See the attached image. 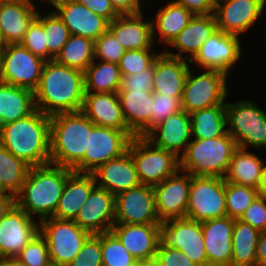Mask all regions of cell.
<instances>
[{"label":"cell","instance_id":"obj_1","mask_svg":"<svg viewBox=\"0 0 266 266\" xmlns=\"http://www.w3.org/2000/svg\"><path fill=\"white\" fill-rule=\"evenodd\" d=\"M85 96L84 72L45 61L40 82L34 90L36 109L48 116L81 111Z\"/></svg>","mask_w":266,"mask_h":266},{"label":"cell","instance_id":"obj_2","mask_svg":"<svg viewBox=\"0 0 266 266\" xmlns=\"http://www.w3.org/2000/svg\"><path fill=\"white\" fill-rule=\"evenodd\" d=\"M72 172L71 168L51 163L30 167L20 192L15 196L16 205L27 215L39 217L38 222L52 217Z\"/></svg>","mask_w":266,"mask_h":266},{"label":"cell","instance_id":"obj_3","mask_svg":"<svg viewBox=\"0 0 266 266\" xmlns=\"http://www.w3.org/2000/svg\"><path fill=\"white\" fill-rule=\"evenodd\" d=\"M0 144L28 165L50 163V116L36 109L29 116L0 126Z\"/></svg>","mask_w":266,"mask_h":266},{"label":"cell","instance_id":"obj_4","mask_svg":"<svg viewBox=\"0 0 266 266\" xmlns=\"http://www.w3.org/2000/svg\"><path fill=\"white\" fill-rule=\"evenodd\" d=\"M94 126L82 111L50 116V163L72 169L88 152Z\"/></svg>","mask_w":266,"mask_h":266},{"label":"cell","instance_id":"obj_5","mask_svg":"<svg viewBox=\"0 0 266 266\" xmlns=\"http://www.w3.org/2000/svg\"><path fill=\"white\" fill-rule=\"evenodd\" d=\"M237 148L228 132L211 139H192L180 157V170L193 176L224 178Z\"/></svg>","mask_w":266,"mask_h":266},{"label":"cell","instance_id":"obj_6","mask_svg":"<svg viewBox=\"0 0 266 266\" xmlns=\"http://www.w3.org/2000/svg\"><path fill=\"white\" fill-rule=\"evenodd\" d=\"M227 132L237 146L266 150V111L248 99L225 101Z\"/></svg>","mask_w":266,"mask_h":266},{"label":"cell","instance_id":"obj_7","mask_svg":"<svg viewBox=\"0 0 266 266\" xmlns=\"http://www.w3.org/2000/svg\"><path fill=\"white\" fill-rule=\"evenodd\" d=\"M127 150L132 155L141 184L154 186L180 170V158L153 145L144 136L133 137Z\"/></svg>","mask_w":266,"mask_h":266},{"label":"cell","instance_id":"obj_8","mask_svg":"<svg viewBox=\"0 0 266 266\" xmlns=\"http://www.w3.org/2000/svg\"><path fill=\"white\" fill-rule=\"evenodd\" d=\"M40 234L45 238L51 262L67 266L82 249L90 232L74 220L48 217L40 222Z\"/></svg>","mask_w":266,"mask_h":266},{"label":"cell","instance_id":"obj_9","mask_svg":"<svg viewBox=\"0 0 266 266\" xmlns=\"http://www.w3.org/2000/svg\"><path fill=\"white\" fill-rule=\"evenodd\" d=\"M189 69L181 98L182 110L188 114L225 103L228 96V77L225 73L203 69L202 74L195 75ZM194 74V75H193Z\"/></svg>","mask_w":266,"mask_h":266},{"label":"cell","instance_id":"obj_10","mask_svg":"<svg viewBox=\"0 0 266 266\" xmlns=\"http://www.w3.org/2000/svg\"><path fill=\"white\" fill-rule=\"evenodd\" d=\"M227 216L225 180L191 175L186 218L204 222Z\"/></svg>","mask_w":266,"mask_h":266},{"label":"cell","instance_id":"obj_11","mask_svg":"<svg viewBox=\"0 0 266 266\" xmlns=\"http://www.w3.org/2000/svg\"><path fill=\"white\" fill-rule=\"evenodd\" d=\"M160 244L182 251L198 266H208L201 222L173 218L159 224Z\"/></svg>","mask_w":266,"mask_h":266},{"label":"cell","instance_id":"obj_12","mask_svg":"<svg viewBox=\"0 0 266 266\" xmlns=\"http://www.w3.org/2000/svg\"><path fill=\"white\" fill-rule=\"evenodd\" d=\"M45 61L21 43L2 48L0 81L34 91L40 82Z\"/></svg>","mask_w":266,"mask_h":266},{"label":"cell","instance_id":"obj_13","mask_svg":"<svg viewBox=\"0 0 266 266\" xmlns=\"http://www.w3.org/2000/svg\"><path fill=\"white\" fill-rule=\"evenodd\" d=\"M131 138L119 129L95 125L89 131L88 152L72 168L78 173H92L100 165L127 151Z\"/></svg>","mask_w":266,"mask_h":266},{"label":"cell","instance_id":"obj_14","mask_svg":"<svg viewBox=\"0 0 266 266\" xmlns=\"http://www.w3.org/2000/svg\"><path fill=\"white\" fill-rule=\"evenodd\" d=\"M239 37L218 29L203 43L197 54L189 61L190 64H197L198 68L202 69L217 70L229 76L242 57V43Z\"/></svg>","mask_w":266,"mask_h":266},{"label":"cell","instance_id":"obj_15","mask_svg":"<svg viewBox=\"0 0 266 266\" xmlns=\"http://www.w3.org/2000/svg\"><path fill=\"white\" fill-rule=\"evenodd\" d=\"M160 223L153 186L140 184L115 195V224Z\"/></svg>","mask_w":266,"mask_h":266},{"label":"cell","instance_id":"obj_16","mask_svg":"<svg viewBox=\"0 0 266 266\" xmlns=\"http://www.w3.org/2000/svg\"><path fill=\"white\" fill-rule=\"evenodd\" d=\"M264 13V0H216L214 16L219 30L242 35Z\"/></svg>","mask_w":266,"mask_h":266},{"label":"cell","instance_id":"obj_17","mask_svg":"<svg viewBox=\"0 0 266 266\" xmlns=\"http://www.w3.org/2000/svg\"><path fill=\"white\" fill-rule=\"evenodd\" d=\"M190 184L191 174L178 170L173 176L153 186L156 212L161 222L186 217Z\"/></svg>","mask_w":266,"mask_h":266},{"label":"cell","instance_id":"obj_18","mask_svg":"<svg viewBox=\"0 0 266 266\" xmlns=\"http://www.w3.org/2000/svg\"><path fill=\"white\" fill-rule=\"evenodd\" d=\"M15 205L0 221V257L17 256L40 233V223Z\"/></svg>","mask_w":266,"mask_h":266},{"label":"cell","instance_id":"obj_19","mask_svg":"<svg viewBox=\"0 0 266 266\" xmlns=\"http://www.w3.org/2000/svg\"><path fill=\"white\" fill-rule=\"evenodd\" d=\"M51 4L53 11L69 29L70 34L79 35L92 41L108 30L109 21L93 13L75 0H44Z\"/></svg>","mask_w":266,"mask_h":266},{"label":"cell","instance_id":"obj_20","mask_svg":"<svg viewBox=\"0 0 266 266\" xmlns=\"http://www.w3.org/2000/svg\"><path fill=\"white\" fill-rule=\"evenodd\" d=\"M74 222L91 234L110 232L115 224V195L96 186Z\"/></svg>","mask_w":266,"mask_h":266},{"label":"cell","instance_id":"obj_21","mask_svg":"<svg viewBox=\"0 0 266 266\" xmlns=\"http://www.w3.org/2000/svg\"><path fill=\"white\" fill-rule=\"evenodd\" d=\"M153 145L173 152L180 158L192 138L190 114L182 110L164 119L145 136Z\"/></svg>","mask_w":266,"mask_h":266},{"label":"cell","instance_id":"obj_22","mask_svg":"<svg viewBox=\"0 0 266 266\" xmlns=\"http://www.w3.org/2000/svg\"><path fill=\"white\" fill-rule=\"evenodd\" d=\"M234 223L229 216L201 222L208 266H231Z\"/></svg>","mask_w":266,"mask_h":266},{"label":"cell","instance_id":"obj_23","mask_svg":"<svg viewBox=\"0 0 266 266\" xmlns=\"http://www.w3.org/2000/svg\"><path fill=\"white\" fill-rule=\"evenodd\" d=\"M111 232L137 261L155 258L159 224H114Z\"/></svg>","mask_w":266,"mask_h":266},{"label":"cell","instance_id":"obj_24","mask_svg":"<svg viewBox=\"0 0 266 266\" xmlns=\"http://www.w3.org/2000/svg\"><path fill=\"white\" fill-rule=\"evenodd\" d=\"M92 174L96 185L113 195L141 184L132 155L128 150L121 156L100 165Z\"/></svg>","mask_w":266,"mask_h":266},{"label":"cell","instance_id":"obj_25","mask_svg":"<svg viewBox=\"0 0 266 266\" xmlns=\"http://www.w3.org/2000/svg\"><path fill=\"white\" fill-rule=\"evenodd\" d=\"M145 14H125L109 22L108 31L126 50L150 49L155 45L152 21Z\"/></svg>","mask_w":266,"mask_h":266},{"label":"cell","instance_id":"obj_26","mask_svg":"<svg viewBox=\"0 0 266 266\" xmlns=\"http://www.w3.org/2000/svg\"><path fill=\"white\" fill-rule=\"evenodd\" d=\"M81 111L97 126L119 129L131 139L135 137L127 128L118 93H85Z\"/></svg>","mask_w":266,"mask_h":266},{"label":"cell","instance_id":"obj_27","mask_svg":"<svg viewBox=\"0 0 266 266\" xmlns=\"http://www.w3.org/2000/svg\"><path fill=\"white\" fill-rule=\"evenodd\" d=\"M38 6L33 0H15L0 2V31L5 45L18 44L37 17Z\"/></svg>","mask_w":266,"mask_h":266},{"label":"cell","instance_id":"obj_28","mask_svg":"<svg viewBox=\"0 0 266 266\" xmlns=\"http://www.w3.org/2000/svg\"><path fill=\"white\" fill-rule=\"evenodd\" d=\"M217 30L214 14L194 15L188 25L180 31L169 45V47L176 48L178 52L173 53L170 50H165L164 52L169 56L190 61L197 54L203 43Z\"/></svg>","mask_w":266,"mask_h":266},{"label":"cell","instance_id":"obj_29","mask_svg":"<svg viewBox=\"0 0 266 266\" xmlns=\"http://www.w3.org/2000/svg\"><path fill=\"white\" fill-rule=\"evenodd\" d=\"M189 69L188 60L169 56L162 50L154 62L153 93L182 97Z\"/></svg>","mask_w":266,"mask_h":266},{"label":"cell","instance_id":"obj_30","mask_svg":"<svg viewBox=\"0 0 266 266\" xmlns=\"http://www.w3.org/2000/svg\"><path fill=\"white\" fill-rule=\"evenodd\" d=\"M92 173L72 172L66 180L57 209L52 217L74 220L79 209L86 203L91 191L96 187Z\"/></svg>","mask_w":266,"mask_h":266},{"label":"cell","instance_id":"obj_31","mask_svg":"<svg viewBox=\"0 0 266 266\" xmlns=\"http://www.w3.org/2000/svg\"><path fill=\"white\" fill-rule=\"evenodd\" d=\"M117 93L127 128L135 136H145L149 132L153 91H131Z\"/></svg>","mask_w":266,"mask_h":266},{"label":"cell","instance_id":"obj_32","mask_svg":"<svg viewBox=\"0 0 266 266\" xmlns=\"http://www.w3.org/2000/svg\"><path fill=\"white\" fill-rule=\"evenodd\" d=\"M35 110L34 91L0 81V126L25 118Z\"/></svg>","mask_w":266,"mask_h":266},{"label":"cell","instance_id":"obj_33","mask_svg":"<svg viewBox=\"0 0 266 266\" xmlns=\"http://www.w3.org/2000/svg\"><path fill=\"white\" fill-rule=\"evenodd\" d=\"M193 16L185 7L176 4L172 0L167 1L165 5L159 7L155 19L151 20L154 43L156 42L155 36L158 34L157 42L161 46L162 44L169 46L180 31L188 25Z\"/></svg>","mask_w":266,"mask_h":266},{"label":"cell","instance_id":"obj_34","mask_svg":"<svg viewBox=\"0 0 266 266\" xmlns=\"http://www.w3.org/2000/svg\"><path fill=\"white\" fill-rule=\"evenodd\" d=\"M257 154L238 147L233 153L224 180L238 185L257 188L264 160Z\"/></svg>","mask_w":266,"mask_h":266},{"label":"cell","instance_id":"obj_35","mask_svg":"<svg viewBox=\"0 0 266 266\" xmlns=\"http://www.w3.org/2000/svg\"><path fill=\"white\" fill-rule=\"evenodd\" d=\"M122 75L118 64L94 61L84 71L85 93H117Z\"/></svg>","mask_w":266,"mask_h":266},{"label":"cell","instance_id":"obj_36","mask_svg":"<svg viewBox=\"0 0 266 266\" xmlns=\"http://www.w3.org/2000/svg\"><path fill=\"white\" fill-rule=\"evenodd\" d=\"M260 233L249 223L235 219L231 266H257L256 247Z\"/></svg>","mask_w":266,"mask_h":266},{"label":"cell","instance_id":"obj_37","mask_svg":"<svg viewBox=\"0 0 266 266\" xmlns=\"http://www.w3.org/2000/svg\"><path fill=\"white\" fill-rule=\"evenodd\" d=\"M193 139H211L227 132L225 103L190 113Z\"/></svg>","mask_w":266,"mask_h":266},{"label":"cell","instance_id":"obj_38","mask_svg":"<svg viewBox=\"0 0 266 266\" xmlns=\"http://www.w3.org/2000/svg\"><path fill=\"white\" fill-rule=\"evenodd\" d=\"M55 60L67 67L84 72L94 61V41L71 34Z\"/></svg>","mask_w":266,"mask_h":266},{"label":"cell","instance_id":"obj_39","mask_svg":"<svg viewBox=\"0 0 266 266\" xmlns=\"http://www.w3.org/2000/svg\"><path fill=\"white\" fill-rule=\"evenodd\" d=\"M30 167L0 144V185L5 192L16 196L25 182Z\"/></svg>","mask_w":266,"mask_h":266},{"label":"cell","instance_id":"obj_40","mask_svg":"<svg viewBox=\"0 0 266 266\" xmlns=\"http://www.w3.org/2000/svg\"><path fill=\"white\" fill-rule=\"evenodd\" d=\"M50 11H48L47 14H42L38 11L36 17L43 24L45 29L48 61L56 58L71 35L69 29L59 16L51 9Z\"/></svg>","mask_w":266,"mask_h":266},{"label":"cell","instance_id":"obj_41","mask_svg":"<svg viewBox=\"0 0 266 266\" xmlns=\"http://www.w3.org/2000/svg\"><path fill=\"white\" fill-rule=\"evenodd\" d=\"M225 196L227 216L240 219L258 194L253 187L225 181Z\"/></svg>","mask_w":266,"mask_h":266},{"label":"cell","instance_id":"obj_42","mask_svg":"<svg viewBox=\"0 0 266 266\" xmlns=\"http://www.w3.org/2000/svg\"><path fill=\"white\" fill-rule=\"evenodd\" d=\"M102 266H136L137 260L110 231L101 233Z\"/></svg>","mask_w":266,"mask_h":266},{"label":"cell","instance_id":"obj_43","mask_svg":"<svg viewBox=\"0 0 266 266\" xmlns=\"http://www.w3.org/2000/svg\"><path fill=\"white\" fill-rule=\"evenodd\" d=\"M152 49L126 50L118 63L121 75H133L150 68L161 53Z\"/></svg>","mask_w":266,"mask_h":266},{"label":"cell","instance_id":"obj_44","mask_svg":"<svg viewBox=\"0 0 266 266\" xmlns=\"http://www.w3.org/2000/svg\"><path fill=\"white\" fill-rule=\"evenodd\" d=\"M181 98L182 97H171L161 93H153L149 131L167 117L182 111Z\"/></svg>","mask_w":266,"mask_h":266},{"label":"cell","instance_id":"obj_45","mask_svg":"<svg viewBox=\"0 0 266 266\" xmlns=\"http://www.w3.org/2000/svg\"><path fill=\"white\" fill-rule=\"evenodd\" d=\"M126 49L107 30L94 41V59L118 64Z\"/></svg>","mask_w":266,"mask_h":266},{"label":"cell","instance_id":"obj_46","mask_svg":"<svg viewBox=\"0 0 266 266\" xmlns=\"http://www.w3.org/2000/svg\"><path fill=\"white\" fill-rule=\"evenodd\" d=\"M67 266H102L101 233L91 234Z\"/></svg>","mask_w":266,"mask_h":266},{"label":"cell","instance_id":"obj_47","mask_svg":"<svg viewBox=\"0 0 266 266\" xmlns=\"http://www.w3.org/2000/svg\"><path fill=\"white\" fill-rule=\"evenodd\" d=\"M17 257L28 266H46L51 260L45 238L39 233Z\"/></svg>","mask_w":266,"mask_h":266},{"label":"cell","instance_id":"obj_48","mask_svg":"<svg viewBox=\"0 0 266 266\" xmlns=\"http://www.w3.org/2000/svg\"><path fill=\"white\" fill-rule=\"evenodd\" d=\"M21 44L34 55L48 61V47L43 24L35 18L29 25Z\"/></svg>","mask_w":266,"mask_h":266},{"label":"cell","instance_id":"obj_49","mask_svg":"<svg viewBox=\"0 0 266 266\" xmlns=\"http://www.w3.org/2000/svg\"><path fill=\"white\" fill-rule=\"evenodd\" d=\"M154 64L139 73L122 76L121 87L118 92L153 91Z\"/></svg>","mask_w":266,"mask_h":266},{"label":"cell","instance_id":"obj_50","mask_svg":"<svg viewBox=\"0 0 266 266\" xmlns=\"http://www.w3.org/2000/svg\"><path fill=\"white\" fill-rule=\"evenodd\" d=\"M260 232L266 230V198L258 196L240 218Z\"/></svg>","mask_w":266,"mask_h":266},{"label":"cell","instance_id":"obj_51","mask_svg":"<svg viewBox=\"0 0 266 266\" xmlns=\"http://www.w3.org/2000/svg\"><path fill=\"white\" fill-rule=\"evenodd\" d=\"M161 266H198L191 261L182 251L166 248L160 243L155 256Z\"/></svg>","mask_w":266,"mask_h":266},{"label":"cell","instance_id":"obj_52","mask_svg":"<svg viewBox=\"0 0 266 266\" xmlns=\"http://www.w3.org/2000/svg\"><path fill=\"white\" fill-rule=\"evenodd\" d=\"M76 2L87 7L93 13L100 15L111 22L119 14L115 11L109 0H75Z\"/></svg>","mask_w":266,"mask_h":266},{"label":"cell","instance_id":"obj_53","mask_svg":"<svg viewBox=\"0 0 266 266\" xmlns=\"http://www.w3.org/2000/svg\"><path fill=\"white\" fill-rule=\"evenodd\" d=\"M185 7L193 15L214 14L216 0H172Z\"/></svg>","mask_w":266,"mask_h":266},{"label":"cell","instance_id":"obj_54","mask_svg":"<svg viewBox=\"0 0 266 266\" xmlns=\"http://www.w3.org/2000/svg\"><path fill=\"white\" fill-rule=\"evenodd\" d=\"M119 15L142 13L141 0H109Z\"/></svg>","mask_w":266,"mask_h":266},{"label":"cell","instance_id":"obj_55","mask_svg":"<svg viewBox=\"0 0 266 266\" xmlns=\"http://www.w3.org/2000/svg\"><path fill=\"white\" fill-rule=\"evenodd\" d=\"M256 265L266 266V230L260 233L256 247Z\"/></svg>","mask_w":266,"mask_h":266},{"label":"cell","instance_id":"obj_56","mask_svg":"<svg viewBox=\"0 0 266 266\" xmlns=\"http://www.w3.org/2000/svg\"><path fill=\"white\" fill-rule=\"evenodd\" d=\"M16 205L15 196L11 193L0 194V221Z\"/></svg>","mask_w":266,"mask_h":266},{"label":"cell","instance_id":"obj_57","mask_svg":"<svg viewBox=\"0 0 266 266\" xmlns=\"http://www.w3.org/2000/svg\"><path fill=\"white\" fill-rule=\"evenodd\" d=\"M256 190H257L258 196L266 198V165L265 163H263V166L261 169L260 180H259Z\"/></svg>","mask_w":266,"mask_h":266},{"label":"cell","instance_id":"obj_58","mask_svg":"<svg viewBox=\"0 0 266 266\" xmlns=\"http://www.w3.org/2000/svg\"><path fill=\"white\" fill-rule=\"evenodd\" d=\"M0 266H28L22 262L17 256L0 257Z\"/></svg>","mask_w":266,"mask_h":266},{"label":"cell","instance_id":"obj_59","mask_svg":"<svg viewBox=\"0 0 266 266\" xmlns=\"http://www.w3.org/2000/svg\"><path fill=\"white\" fill-rule=\"evenodd\" d=\"M136 266H161L156 258L137 261Z\"/></svg>","mask_w":266,"mask_h":266},{"label":"cell","instance_id":"obj_60","mask_svg":"<svg viewBox=\"0 0 266 266\" xmlns=\"http://www.w3.org/2000/svg\"><path fill=\"white\" fill-rule=\"evenodd\" d=\"M4 46H5L4 39H3L1 31H0V48H3Z\"/></svg>","mask_w":266,"mask_h":266},{"label":"cell","instance_id":"obj_61","mask_svg":"<svg viewBox=\"0 0 266 266\" xmlns=\"http://www.w3.org/2000/svg\"><path fill=\"white\" fill-rule=\"evenodd\" d=\"M1 57H2V48H0V77H1Z\"/></svg>","mask_w":266,"mask_h":266},{"label":"cell","instance_id":"obj_62","mask_svg":"<svg viewBox=\"0 0 266 266\" xmlns=\"http://www.w3.org/2000/svg\"><path fill=\"white\" fill-rule=\"evenodd\" d=\"M46 266H61V265H58V264H56V263H53V262H50L48 265H46Z\"/></svg>","mask_w":266,"mask_h":266},{"label":"cell","instance_id":"obj_63","mask_svg":"<svg viewBox=\"0 0 266 266\" xmlns=\"http://www.w3.org/2000/svg\"><path fill=\"white\" fill-rule=\"evenodd\" d=\"M1 193H8V192H5L4 190H3V188L1 187V185H0V194Z\"/></svg>","mask_w":266,"mask_h":266},{"label":"cell","instance_id":"obj_64","mask_svg":"<svg viewBox=\"0 0 266 266\" xmlns=\"http://www.w3.org/2000/svg\"><path fill=\"white\" fill-rule=\"evenodd\" d=\"M15 1V0H0V2Z\"/></svg>","mask_w":266,"mask_h":266},{"label":"cell","instance_id":"obj_65","mask_svg":"<svg viewBox=\"0 0 266 266\" xmlns=\"http://www.w3.org/2000/svg\"><path fill=\"white\" fill-rule=\"evenodd\" d=\"M264 9L266 10V0H264Z\"/></svg>","mask_w":266,"mask_h":266}]
</instances>
